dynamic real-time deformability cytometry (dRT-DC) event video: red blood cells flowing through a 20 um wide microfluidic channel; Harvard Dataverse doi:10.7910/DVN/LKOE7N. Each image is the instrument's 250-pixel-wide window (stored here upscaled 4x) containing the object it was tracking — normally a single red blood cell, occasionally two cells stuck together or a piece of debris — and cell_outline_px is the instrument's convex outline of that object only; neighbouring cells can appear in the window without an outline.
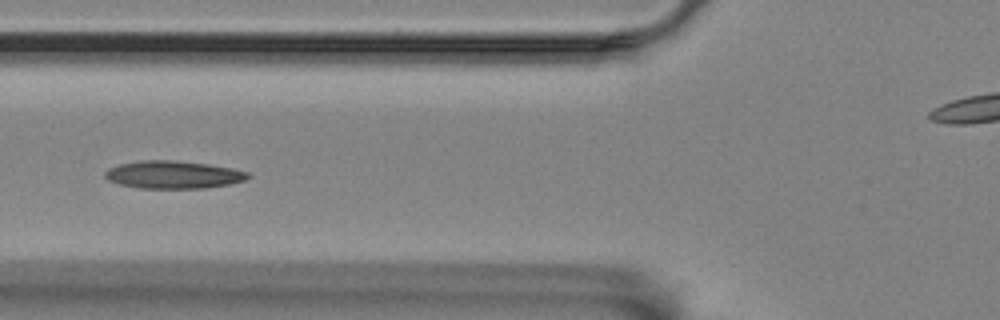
{"species": "Egyptian fruit bat (a non-hibernating species)", "species_latin": "Rousettus aegyptiacus", "temperature_condition": "room temperature", "stored_images_in_passage": 4, "camera_frame_rate_fps": 3000, "um_per_image_px": 0.085, "animal": {"sex": "female"}, "frame": {"image": 1, "passage_image": 4, "time_ms": 3.333, "image_size_px": [1000, 320], "cell_outline_px": [[252, 176], [244, 180], [228, 184], [208, 188], [136, 188], [120, 184], [108, 180], [104, 176], [104, 172], [108, 168], [120, 164], [144, 160], [176, 160], [208, 164], [232, 168], [248, 172]], "centroid_in_image_um": [14.72, 14.85], "position_along_channel_um": 111.1, "area_um2": 23.12}}